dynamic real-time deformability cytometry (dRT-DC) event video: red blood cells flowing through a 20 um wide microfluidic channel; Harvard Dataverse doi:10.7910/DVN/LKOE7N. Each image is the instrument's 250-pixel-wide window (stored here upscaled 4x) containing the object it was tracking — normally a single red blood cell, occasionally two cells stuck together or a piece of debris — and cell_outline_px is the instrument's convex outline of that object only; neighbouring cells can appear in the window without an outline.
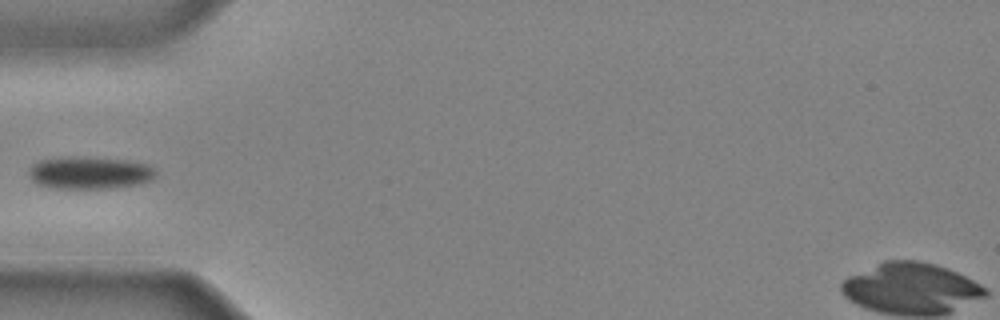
{"species": "common noctule bat (a hibernating species)", "species_latin": "Nyctalus noctula", "temperature_condition": "cold", "stored_images_in_passage": 29, "camera_frame_rate_fps": 3000, "um_per_image_px": 0.085, "animal": {"sex": "male", "body_mass_g": 20.4}, "frame": {"image": 1, "passage_image": 1, "time_ms": 0.0, "image_size_px": [1000, 320], "cell_outline_px": [[156, 176], [152, 180], [140, 184], [112, 188], [52, 188], [36, 184], [32, 180], [28, 172], [28, 168], [32, 164], [40, 160], [64, 156], [72, 156], [128, 160], [148, 164], [156, 168]], "centroid_in_image_um": [7.63, 14.68], "position_along_channel_um": 77.4, "area_um2": 24.39}}
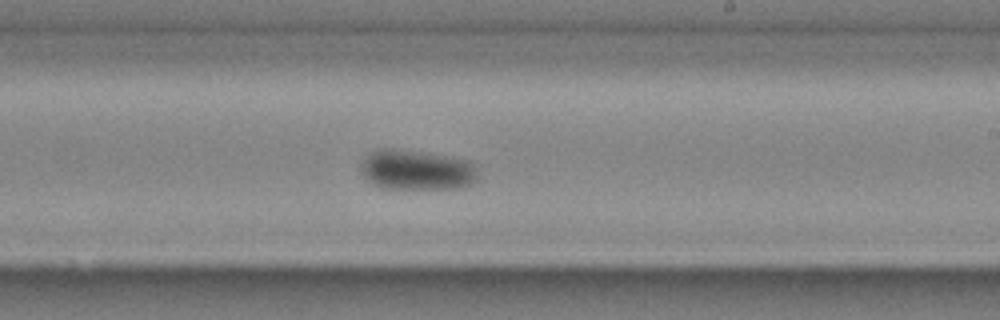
{"frame": {"image": 2, "passage_image": 13, "time_ms": 4.0, "image_size_px": [1000, 320], "cell_outline_px": [[476, 180], [468, 184], [456, 188], [384, 188], [368, 180], [364, 176], [360, 168], [364, 160], [372, 152], [380, 148], [392, 148], [448, 156], [472, 160], [476, 164]], "centroid_in_image_um": [35.45, 14.43], "position_along_channel_um": 253.6, "area_um2": 26.99}}
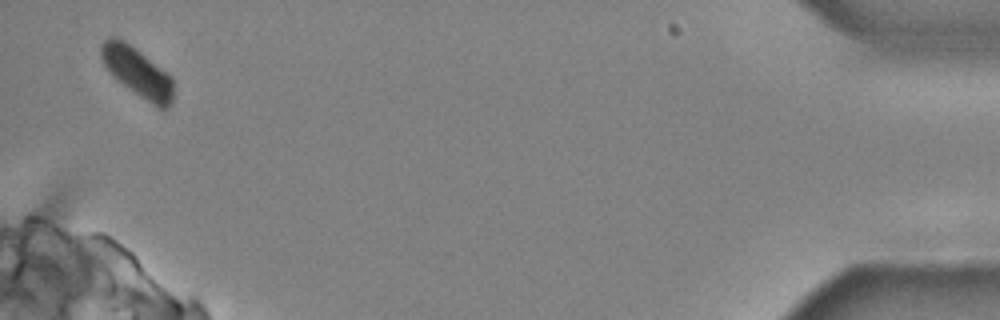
{"frame": {"image": 3, "passage_image": 29, "time_ms": 9.333, "image_size_px": [1000, 320], "cell_outline_px": [[172, 104], [168, 108], [156, 108], [128, 88], [112, 76], [108, 72], [100, 56], [100, 44], [108, 36], [116, 36], [124, 40], [168, 72], [172, 76]], "centroid_in_image_um": [11.66, 6.11], "position_along_channel_um": 423.5, "area_um2": 21.04}}